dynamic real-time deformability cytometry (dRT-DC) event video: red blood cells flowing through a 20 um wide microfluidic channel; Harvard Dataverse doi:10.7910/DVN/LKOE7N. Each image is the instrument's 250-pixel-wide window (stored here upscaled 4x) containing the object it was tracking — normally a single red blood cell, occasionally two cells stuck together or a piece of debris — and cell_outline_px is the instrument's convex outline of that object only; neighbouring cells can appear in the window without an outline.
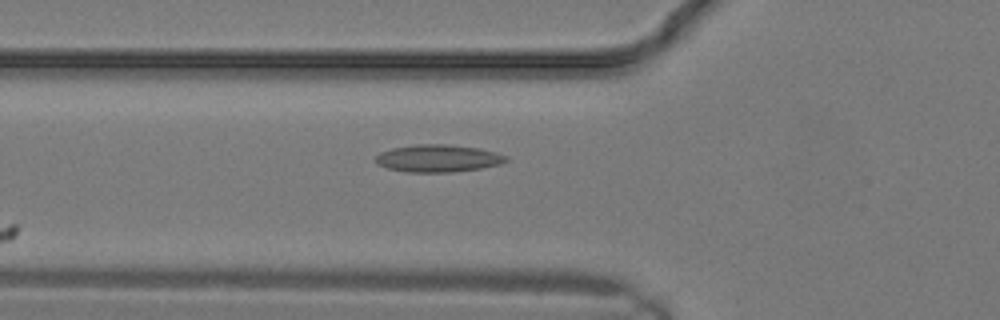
{"species": "common noctule bat (a hibernating species)", "species_latin": "Nyctalus noctula", "temperature_condition": "warm", "stored_images_in_passage": 19, "camera_frame_rate_fps": 3000, "um_per_image_px": 0.085, "animal": {"sex": "male", "body_mass_g": 19.2, "forearm_length_mm": 51.8}, "frame": {"image": 1, "passage_image": 2, "time_ms": 0.333, "image_size_px": [1000, 320], "cell_outline_px": [[508, 160], [500, 164], [480, 168], [452, 172], [408, 172], [388, 168], [376, 164], [376, 156], [380, 152], [392, 148], [416, 144], [444, 144], [480, 148], [508, 156]], "centroid_in_image_um": [37.23, 13.45], "position_along_channel_um": 88.6, "area_um2": 20.75}}
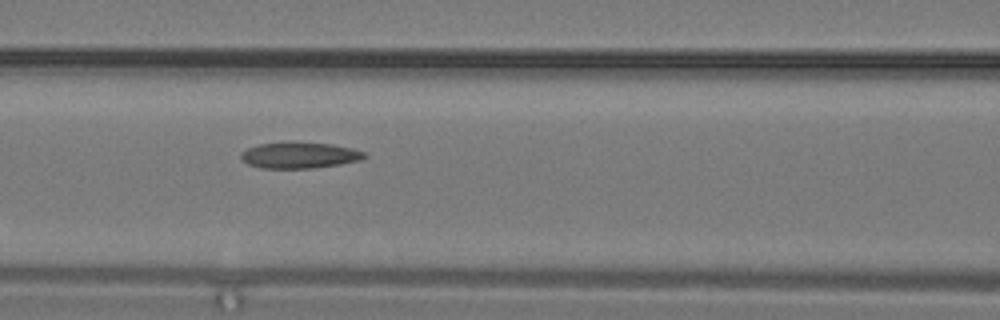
{"frame": {"image": 2, "passage_image": 4, "time_ms": 1.0, "image_size_px": [1000, 320], "cell_outline_px": [[368, 156], [360, 160], [340, 164], [316, 168], [260, 168], [248, 164], [240, 160], [240, 152], [248, 148], [260, 144], [292, 140], [296, 140], [332, 144], [352, 148], [364, 152]], "centroid_in_image_um": [25.43, 13.17], "position_along_channel_um": 141.2, "area_um2": 19.36}}
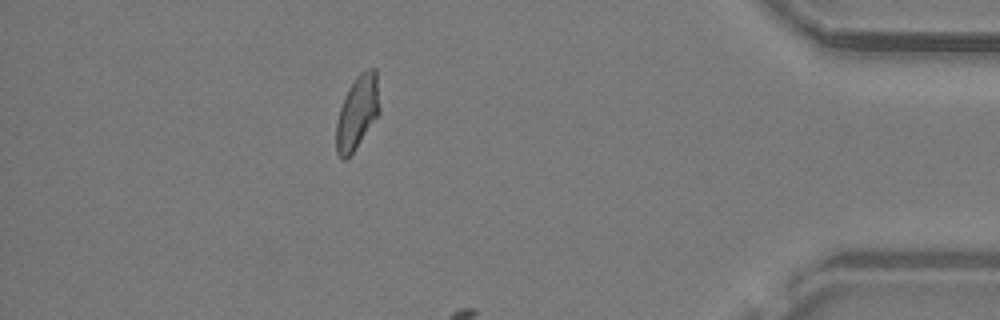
{"frame": {"image": 3, "passage_image": 16, "time_ms": 5.0, "image_size_px": [1000, 320], "cell_outline_px": [[380, 112], [356, 148], [344, 160], [340, 160], [336, 152], [336, 124], [340, 108], [348, 88], [356, 76], [360, 72], [368, 68], [376, 68], [380, 108]], "centroid_in_image_um": [30.37, 9.54], "position_along_channel_um": 404.8, "area_um2": 18.61}}